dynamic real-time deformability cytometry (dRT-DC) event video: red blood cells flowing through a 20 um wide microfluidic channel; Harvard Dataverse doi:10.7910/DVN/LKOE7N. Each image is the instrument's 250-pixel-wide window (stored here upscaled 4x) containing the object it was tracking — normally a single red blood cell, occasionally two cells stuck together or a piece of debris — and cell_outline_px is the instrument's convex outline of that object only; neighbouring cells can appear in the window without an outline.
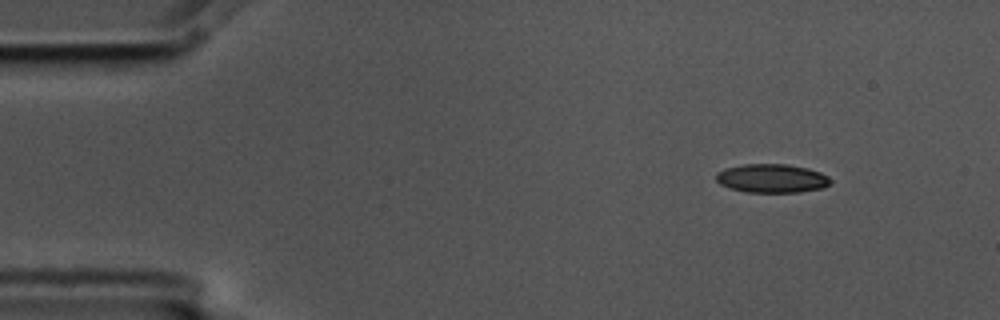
{"species": "common noctule bat (a hibernating species)", "species_latin": "Nyctalus noctula", "temperature_condition": "cold", "stored_images_in_passage": 4, "camera_frame_rate_fps": 3000, "um_per_image_px": 0.085, "animal": {"sex": "male", "body_mass_g": 17.5, "forearm_length_mm": 52.3}, "frame": {"image": 1, "passage_image": 1, "time_ms": 0.0, "image_size_px": [1000, 320], "cell_outline_px": [[832, 180], [824, 188], [800, 192], [744, 192], [728, 188], [720, 184], [716, 180], [716, 172], [724, 168], [744, 164], [788, 164], [808, 168], [820, 172], [828, 176]], "centroid_in_image_um": [65.59, 15.16], "position_along_channel_um": 19.4, "area_um2": 19.36}}
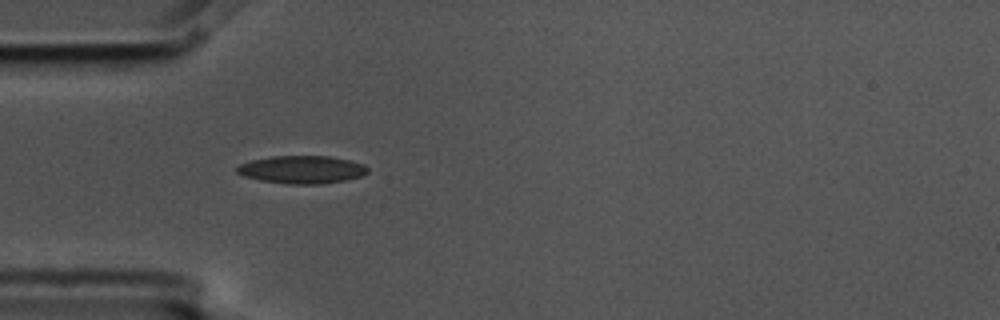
{"frame": {"image": 2, "passage_image": 4, "time_ms": 1.0, "image_size_px": [1000, 320], "cell_outline_px": [[368, 172], [364, 176], [344, 180], [320, 184], [288, 184], [260, 180], [244, 176], [236, 172], [236, 168], [240, 164], [252, 160], [272, 156], [332, 156], [364, 164], [368, 168]], "centroid_in_image_um": [25.68, 14.41], "position_along_channel_um": 59.3, "area_um2": 21.21}}